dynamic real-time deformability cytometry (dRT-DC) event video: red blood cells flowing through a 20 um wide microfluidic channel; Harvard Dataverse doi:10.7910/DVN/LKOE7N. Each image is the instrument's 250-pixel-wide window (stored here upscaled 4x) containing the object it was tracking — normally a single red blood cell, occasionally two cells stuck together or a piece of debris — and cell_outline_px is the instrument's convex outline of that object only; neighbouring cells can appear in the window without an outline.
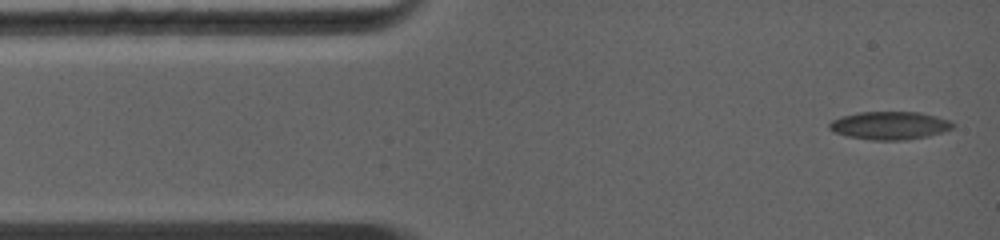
{"species": "common noctule bat (a hibernating species)", "species_latin": "Nyctalus noctula", "temperature_condition": "warm", "stored_images_in_passage": 33, "camera_frame_rate_fps": 5000, "um_per_image_px": 0.085, "animal": {"sex": "female", "body_mass_g": 19.0, "forearm_length_mm": 56.7}, "frame": {"image": 1, "passage_image": 1, "time_ms": 0.0, "image_size_px": [1000, 240], "cell_outline_px": [[956, 124], [952, 128], [928, 136], [908, 140], [872, 140], [848, 136], [832, 132], [828, 128], [828, 124], [832, 120], [840, 116], [860, 112], [920, 112], [936, 116], [948, 120]], "centroid_in_image_um": [75.59, 10.67], "position_along_channel_um": 9.4, "area_um2": 20.23}}
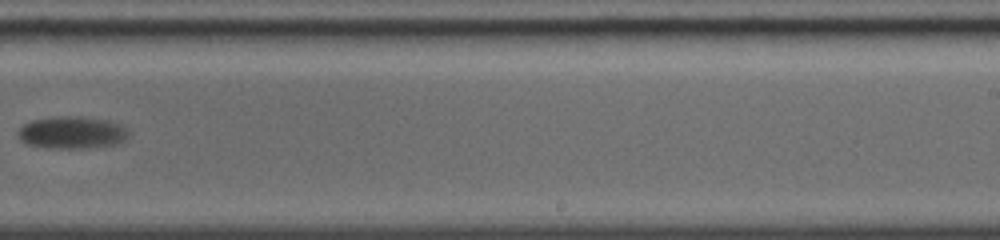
{"frame": {"image": 2, "passage_image": 15, "time_ms": 8.2, "image_size_px": [1000, 240], "cell_outline_px": [[128, 132], [124, 140], [116, 144], [84, 148], [48, 148], [28, 144], [20, 140], [16, 132], [24, 124], [32, 120], [56, 116], [80, 116], [108, 120], [120, 124], [128, 128]], "centroid_in_image_um": [6.1, 11.25], "position_along_channel_um": 282.9, "area_um2": 20.87}}
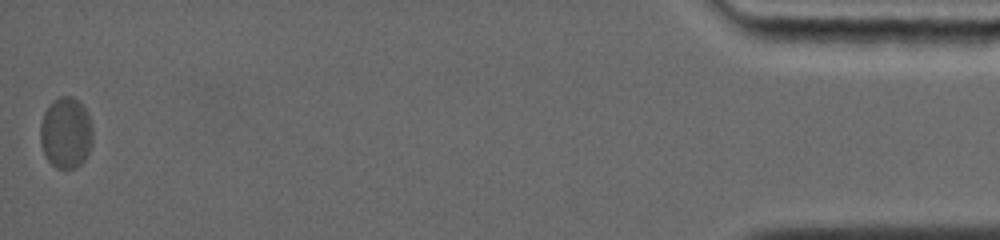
{"frame": {"image": 3, "passage_image": 33, "time_ms": 15.0, "image_size_px": [1000, 240], "cell_outline_px": [[92, 144], [84, 160], [76, 168], [56, 168], [44, 156], [40, 140], [40, 124], [44, 112], [48, 104], [60, 96], [72, 96], [88, 112], [92, 124]], "centroid_in_image_um": [5.59, 11.29], "position_along_channel_um": 429.6, "area_um2": 21.91}, "authors_computed_cell_mechanics": {"area_um2": 21.097, "velocity_mm_per_s": 4.1522, "shape_relaxation_time_tau1_ms": 4.53, "shape_relaxation_time_tau2_ms": null, "deformation_change_tau1": 0.1007, "deformation_change_tau2": null}}